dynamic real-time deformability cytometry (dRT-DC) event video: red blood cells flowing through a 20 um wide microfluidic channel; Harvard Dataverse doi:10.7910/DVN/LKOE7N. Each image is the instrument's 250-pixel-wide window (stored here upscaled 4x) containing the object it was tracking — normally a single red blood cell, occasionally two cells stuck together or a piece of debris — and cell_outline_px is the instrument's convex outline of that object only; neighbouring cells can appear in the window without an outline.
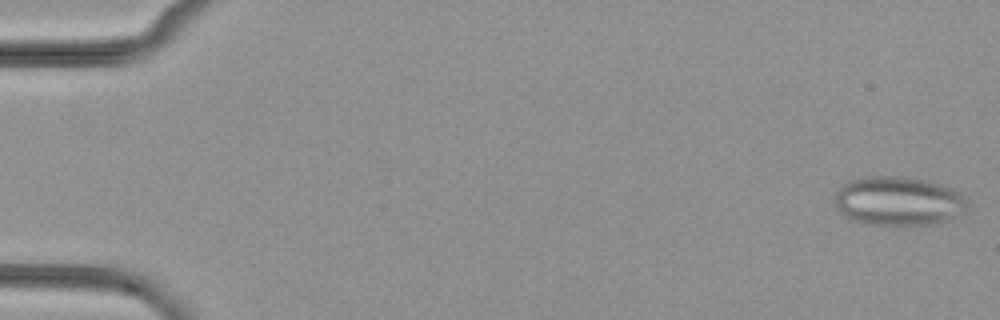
{"species": "common noctule bat (a hibernating species)", "species_latin": "Nyctalus noctula", "temperature_condition": "cold", "stored_images_in_passage": 53, "camera_frame_rate_fps": 3000, "um_per_image_px": 0.085, "animal": {"sex": "female", "body_mass_g": 29.2, "forearm_length_mm": 56.3}, "frame": {"image": 1, "passage_image": 1, "time_ms": 0.0, "image_size_px": [1000, 320], "cell_outline_px": [[968, 208], [964, 212], [948, 220], [936, 224], [864, 224], [852, 220], [840, 212], [836, 204], [836, 192], [844, 184], [852, 180], [868, 176], [904, 176], [924, 180], [940, 184], [964, 196], [968, 200]], "centroid_in_image_um": [76.38, 17.09], "position_along_channel_um": 8.6, "area_um2": 37.63}}
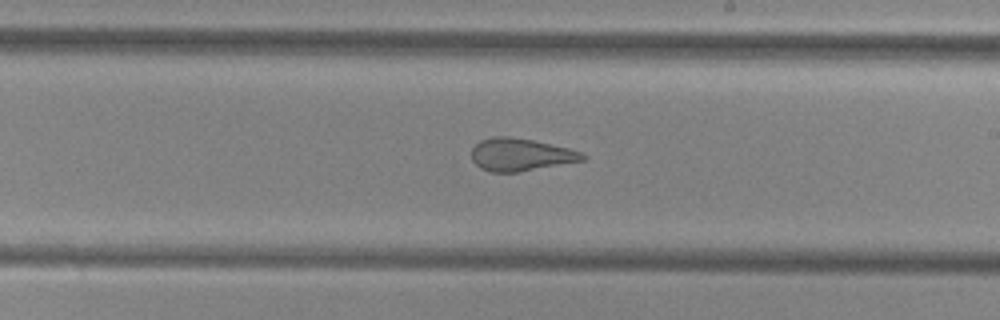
{"frame": {"image": 2, "passage_image": 31, "time_ms": 10.0, "image_size_px": [1000, 320], "cell_outline_px": [[588, 156], [584, 160], [520, 172], [492, 172], [480, 168], [472, 160], [472, 148], [480, 140], [492, 136], [508, 136], [532, 140], [568, 148], [580, 152]], "centroid_in_image_um": [44.23, 13.14], "position_along_channel_um": 244.8, "area_um2": 21.04}}
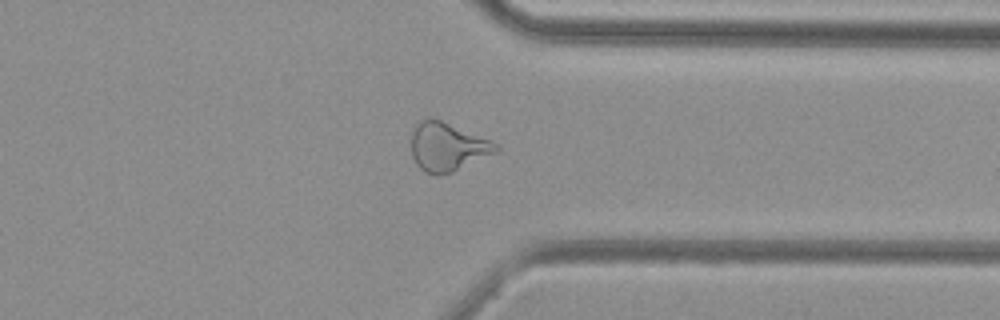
{"frame": {"image": 3, "passage_image": 41, "time_ms": 13.333, "image_size_px": [1000, 320], "cell_outline_px": [[500, 148], [496, 152], [452, 172], [436, 176], [424, 172], [416, 164], [412, 156], [412, 132], [416, 124], [420, 120], [428, 116], [440, 120], [500, 144]], "centroid_in_image_um": [38.0, 12.48], "position_along_channel_um": 373.4, "area_um2": 23.87}}